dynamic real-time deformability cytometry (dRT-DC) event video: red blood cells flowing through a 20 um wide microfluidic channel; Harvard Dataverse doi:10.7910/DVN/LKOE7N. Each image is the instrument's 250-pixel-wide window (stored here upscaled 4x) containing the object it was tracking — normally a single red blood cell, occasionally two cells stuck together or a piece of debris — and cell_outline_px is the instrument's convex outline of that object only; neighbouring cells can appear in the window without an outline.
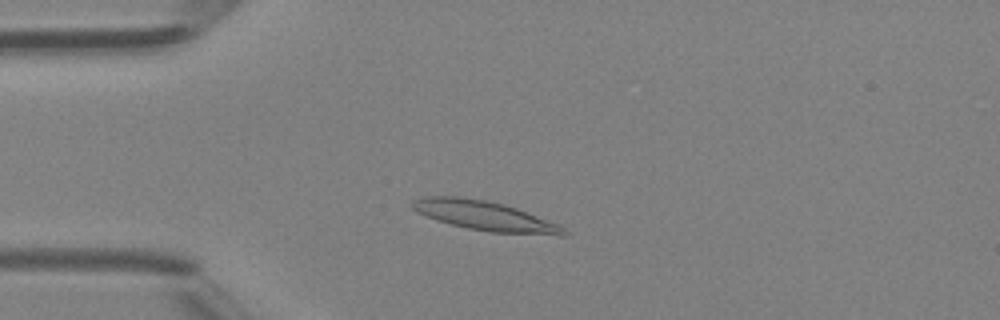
{"species": "Egyptian fruit bat (a non-hibernating species)", "species_latin": "Rousettus aegyptiacus", "temperature_condition": "room temperature", "stored_images_in_passage": 33, "camera_frame_rate_fps": 3000, "um_per_image_px": 0.085, "animal": {"sex": "female"}, "frame": {"image": 1, "passage_image": 8, "time_ms": 2.333, "image_size_px": [1000, 320], "cell_outline_px": [[568, 236], [560, 236], [492, 232], [468, 228], [452, 224], [416, 212], [408, 204], [412, 200], [424, 196], [460, 196], [484, 200], [504, 204], [516, 208], [560, 224], [568, 232]], "centroid_in_image_um": [41.25, 18.34], "position_along_channel_um": 43.8, "area_um2": 26.13}}
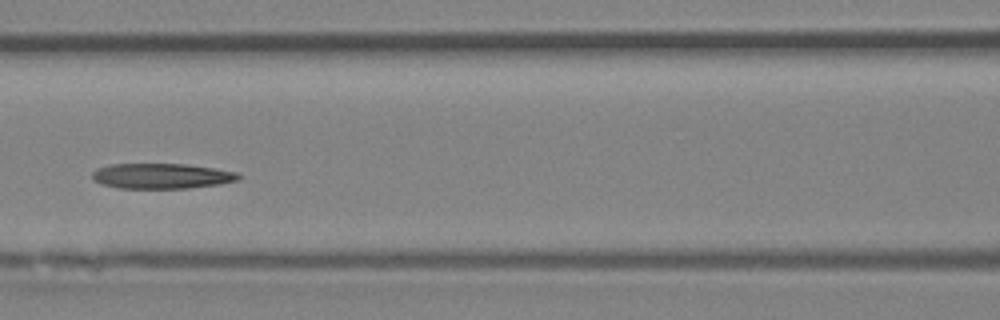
{"frame": {"image": 2, "passage_image": 17, "time_ms": 5.333, "image_size_px": [1000, 320], "cell_outline_px": [[240, 176], [236, 180], [216, 184], [188, 188], [120, 188], [100, 184], [92, 180], [92, 172], [96, 168], [112, 164], [184, 164], [216, 168], [236, 172]], "centroid_in_image_um": [13.66, 14.95], "position_along_channel_um": 152.9, "area_um2": 21.44}}
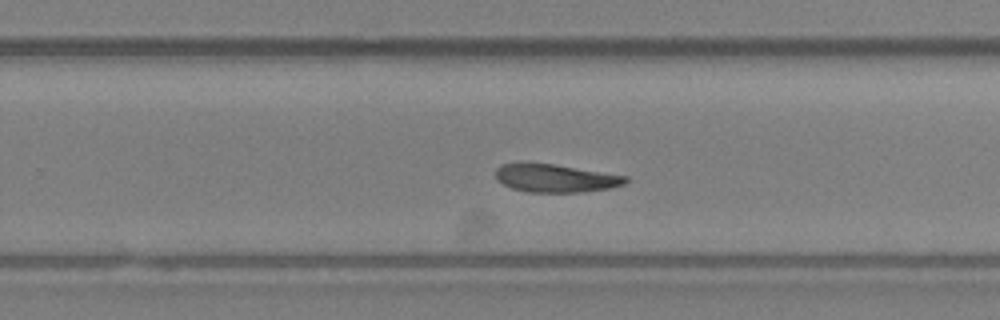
{"frame": {"image": 3, "passage_image": 26, "time_ms": 8.333, "image_size_px": [1000, 320], "cell_outline_px": [[628, 180], [624, 184], [608, 188], [580, 192], [528, 192], [512, 188], [496, 180], [496, 168], [500, 164], [556, 164], [628, 176]], "centroid_in_image_um": [47.23, 15.15], "position_along_channel_um": 282.6, "area_um2": 20.98}}